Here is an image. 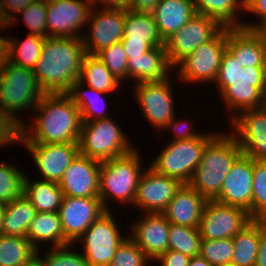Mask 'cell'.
Listing matches in <instances>:
<instances>
[{"label":"cell","mask_w":266,"mask_h":266,"mask_svg":"<svg viewBox=\"0 0 266 266\" xmlns=\"http://www.w3.org/2000/svg\"><path fill=\"white\" fill-rule=\"evenodd\" d=\"M29 120L21 126L20 143L79 144L82 119L67 93L44 94Z\"/></svg>","instance_id":"6da1fadb"},{"label":"cell","mask_w":266,"mask_h":266,"mask_svg":"<svg viewBox=\"0 0 266 266\" xmlns=\"http://www.w3.org/2000/svg\"><path fill=\"white\" fill-rule=\"evenodd\" d=\"M213 85L228 111V123L240 112L266 106V67H243L226 49Z\"/></svg>","instance_id":"7a4b0ae2"},{"label":"cell","mask_w":266,"mask_h":266,"mask_svg":"<svg viewBox=\"0 0 266 266\" xmlns=\"http://www.w3.org/2000/svg\"><path fill=\"white\" fill-rule=\"evenodd\" d=\"M87 55L82 38L47 37L33 69L40 89L45 94L68 93L79 79Z\"/></svg>","instance_id":"3957f363"},{"label":"cell","mask_w":266,"mask_h":266,"mask_svg":"<svg viewBox=\"0 0 266 266\" xmlns=\"http://www.w3.org/2000/svg\"><path fill=\"white\" fill-rule=\"evenodd\" d=\"M241 154L240 145L230 130H217L206 143L200 163L188 185L206 200H214L219 195L233 163Z\"/></svg>","instance_id":"277c9868"},{"label":"cell","mask_w":266,"mask_h":266,"mask_svg":"<svg viewBox=\"0 0 266 266\" xmlns=\"http://www.w3.org/2000/svg\"><path fill=\"white\" fill-rule=\"evenodd\" d=\"M142 159L139 149L135 148L128 154L101 163L99 198L105 210L112 209L109 205L112 200L132 207L140 176L145 170Z\"/></svg>","instance_id":"5b68a950"},{"label":"cell","mask_w":266,"mask_h":266,"mask_svg":"<svg viewBox=\"0 0 266 266\" xmlns=\"http://www.w3.org/2000/svg\"><path fill=\"white\" fill-rule=\"evenodd\" d=\"M44 94L33 69L9 62L0 70V109L20 126L27 121L20 113L34 110Z\"/></svg>","instance_id":"8992f818"},{"label":"cell","mask_w":266,"mask_h":266,"mask_svg":"<svg viewBox=\"0 0 266 266\" xmlns=\"http://www.w3.org/2000/svg\"><path fill=\"white\" fill-rule=\"evenodd\" d=\"M121 128L112 117L82 122L80 154L104 162L132 152L135 144Z\"/></svg>","instance_id":"52a82bcc"},{"label":"cell","mask_w":266,"mask_h":266,"mask_svg":"<svg viewBox=\"0 0 266 266\" xmlns=\"http://www.w3.org/2000/svg\"><path fill=\"white\" fill-rule=\"evenodd\" d=\"M217 131L205 132L200 137L181 141H167L152 159L150 168L156 173L188 184L200 163L206 143Z\"/></svg>","instance_id":"ba28073f"},{"label":"cell","mask_w":266,"mask_h":266,"mask_svg":"<svg viewBox=\"0 0 266 266\" xmlns=\"http://www.w3.org/2000/svg\"><path fill=\"white\" fill-rule=\"evenodd\" d=\"M226 43L227 27H223L211 40L203 43L174 67L176 78L181 83L193 84L192 87L199 83L213 84L226 50Z\"/></svg>","instance_id":"9c48e42d"},{"label":"cell","mask_w":266,"mask_h":266,"mask_svg":"<svg viewBox=\"0 0 266 266\" xmlns=\"http://www.w3.org/2000/svg\"><path fill=\"white\" fill-rule=\"evenodd\" d=\"M114 213L112 210H106L74 242L76 246L81 243V252L90 266H108L117 248L128 236L124 231L122 235Z\"/></svg>","instance_id":"30bf717a"},{"label":"cell","mask_w":266,"mask_h":266,"mask_svg":"<svg viewBox=\"0 0 266 266\" xmlns=\"http://www.w3.org/2000/svg\"><path fill=\"white\" fill-rule=\"evenodd\" d=\"M172 76L173 73L164 80L137 83L133 88V97L141 113L157 132L177 115L173 96L175 77Z\"/></svg>","instance_id":"8fae6325"},{"label":"cell","mask_w":266,"mask_h":266,"mask_svg":"<svg viewBox=\"0 0 266 266\" xmlns=\"http://www.w3.org/2000/svg\"><path fill=\"white\" fill-rule=\"evenodd\" d=\"M222 28L216 19L196 13L182 28L164 41L170 64L175 67L187 55L211 40Z\"/></svg>","instance_id":"7c38bea8"},{"label":"cell","mask_w":266,"mask_h":266,"mask_svg":"<svg viewBox=\"0 0 266 266\" xmlns=\"http://www.w3.org/2000/svg\"><path fill=\"white\" fill-rule=\"evenodd\" d=\"M46 1L48 37L82 38L92 9L91 0Z\"/></svg>","instance_id":"4fadbf2b"},{"label":"cell","mask_w":266,"mask_h":266,"mask_svg":"<svg viewBox=\"0 0 266 266\" xmlns=\"http://www.w3.org/2000/svg\"><path fill=\"white\" fill-rule=\"evenodd\" d=\"M252 220L245 209L207 200L198 229L202 239L232 238Z\"/></svg>","instance_id":"5bb4252c"},{"label":"cell","mask_w":266,"mask_h":266,"mask_svg":"<svg viewBox=\"0 0 266 266\" xmlns=\"http://www.w3.org/2000/svg\"><path fill=\"white\" fill-rule=\"evenodd\" d=\"M124 22L123 9L92 7L87 24L88 31L86 29L82 37L86 53L95 55L101 49L121 42L124 37Z\"/></svg>","instance_id":"9a60e30c"},{"label":"cell","mask_w":266,"mask_h":266,"mask_svg":"<svg viewBox=\"0 0 266 266\" xmlns=\"http://www.w3.org/2000/svg\"><path fill=\"white\" fill-rule=\"evenodd\" d=\"M229 124L242 154L266 161V106L242 111Z\"/></svg>","instance_id":"2e32d148"},{"label":"cell","mask_w":266,"mask_h":266,"mask_svg":"<svg viewBox=\"0 0 266 266\" xmlns=\"http://www.w3.org/2000/svg\"><path fill=\"white\" fill-rule=\"evenodd\" d=\"M183 183L147 166L141 174L132 207L140 213H162Z\"/></svg>","instance_id":"e0dca14e"},{"label":"cell","mask_w":266,"mask_h":266,"mask_svg":"<svg viewBox=\"0 0 266 266\" xmlns=\"http://www.w3.org/2000/svg\"><path fill=\"white\" fill-rule=\"evenodd\" d=\"M31 155L42 175L40 180L59 183L65 170L80 153L79 144L20 143Z\"/></svg>","instance_id":"ac0fdd59"},{"label":"cell","mask_w":266,"mask_h":266,"mask_svg":"<svg viewBox=\"0 0 266 266\" xmlns=\"http://www.w3.org/2000/svg\"><path fill=\"white\" fill-rule=\"evenodd\" d=\"M105 211L99 197L63 196L58 214L65 238L74 244Z\"/></svg>","instance_id":"d6986e66"},{"label":"cell","mask_w":266,"mask_h":266,"mask_svg":"<svg viewBox=\"0 0 266 266\" xmlns=\"http://www.w3.org/2000/svg\"><path fill=\"white\" fill-rule=\"evenodd\" d=\"M253 159L241 154L224 179L216 202L245 209L252 218Z\"/></svg>","instance_id":"ffe728a7"},{"label":"cell","mask_w":266,"mask_h":266,"mask_svg":"<svg viewBox=\"0 0 266 266\" xmlns=\"http://www.w3.org/2000/svg\"><path fill=\"white\" fill-rule=\"evenodd\" d=\"M133 222L128 236L152 262L168 250L170 222L162 213H143Z\"/></svg>","instance_id":"44dd1931"},{"label":"cell","mask_w":266,"mask_h":266,"mask_svg":"<svg viewBox=\"0 0 266 266\" xmlns=\"http://www.w3.org/2000/svg\"><path fill=\"white\" fill-rule=\"evenodd\" d=\"M101 163L78 154L65 170L59 186L64 196L99 197Z\"/></svg>","instance_id":"7402d4cb"},{"label":"cell","mask_w":266,"mask_h":266,"mask_svg":"<svg viewBox=\"0 0 266 266\" xmlns=\"http://www.w3.org/2000/svg\"><path fill=\"white\" fill-rule=\"evenodd\" d=\"M226 49L243 67H266V45L258 30L227 27Z\"/></svg>","instance_id":"603a6c76"},{"label":"cell","mask_w":266,"mask_h":266,"mask_svg":"<svg viewBox=\"0 0 266 266\" xmlns=\"http://www.w3.org/2000/svg\"><path fill=\"white\" fill-rule=\"evenodd\" d=\"M128 82L160 81L169 78L174 72L164 46L152 47L142 56L128 57ZM171 73V74H170Z\"/></svg>","instance_id":"cb8c5ba5"},{"label":"cell","mask_w":266,"mask_h":266,"mask_svg":"<svg viewBox=\"0 0 266 266\" xmlns=\"http://www.w3.org/2000/svg\"><path fill=\"white\" fill-rule=\"evenodd\" d=\"M207 200L188 184H183L162 214L170 224L198 228Z\"/></svg>","instance_id":"d4e9b609"},{"label":"cell","mask_w":266,"mask_h":266,"mask_svg":"<svg viewBox=\"0 0 266 266\" xmlns=\"http://www.w3.org/2000/svg\"><path fill=\"white\" fill-rule=\"evenodd\" d=\"M163 41L182 28L197 12L193 0H160L151 12Z\"/></svg>","instance_id":"484cf974"},{"label":"cell","mask_w":266,"mask_h":266,"mask_svg":"<svg viewBox=\"0 0 266 266\" xmlns=\"http://www.w3.org/2000/svg\"><path fill=\"white\" fill-rule=\"evenodd\" d=\"M27 239L37 249L41 250L42 242L48 247H60L71 244L64 236L58 212H37L31 221Z\"/></svg>","instance_id":"4316f807"},{"label":"cell","mask_w":266,"mask_h":266,"mask_svg":"<svg viewBox=\"0 0 266 266\" xmlns=\"http://www.w3.org/2000/svg\"><path fill=\"white\" fill-rule=\"evenodd\" d=\"M79 108L82 122L111 117L107 110L105 92L97 91L77 80L67 93Z\"/></svg>","instance_id":"83f0119b"},{"label":"cell","mask_w":266,"mask_h":266,"mask_svg":"<svg viewBox=\"0 0 266 266\" xmlns=\"http://www.w3.org/2000/svg\"><path fill=\"white\" fill-rule=\"evenodd\" d=\"M265 230L260 220L253 219L241 231L236 233L231 266H255L260 234Z\"/></svg>","instance_id":"f1b7e54d"},{"label":"cell","mask_w":266,"mask_h":266,"mask_svg":"<svg viewBox=\"0 0 266 266\" xmlns=\"http://www.w3.org/2000/svg\"><path fill=\"white\" fill-rule=\"evenodd\" d=\"M121 42L157 43L164 46L153 14L125 10L124 37Z\"/></svg>","instance_id":"f546056e"},{"label":"cell","mask_w":266,"mask_h":266,"mask_svg":"<svg viewBox=\"0 0 266 266\" xmlns=\"http://www.w3.org/2000/svg\"><path fill=\"white\" fill-rule=\"evenodd\" d=\"M24 179L23 195L26 196L37 212H58L63 192L59 183L40 179H33L27 176Z\"/></svg>","instance_id":"4dcf8cb0"},{"label":"cell","mask_w":266,"mask_h":266,"mask_svg":"<svg viewBox=\"0 0 266 266\" xmlns=\"http://www.w3.org/2000/svg\"><path fill=\"white\" fill-rule=\"evenodd\" d=\"M78 80L97 91L107 94L120 91L123 84L99 58L88 54L84 57Z\"/></svg>","instance_id":"1f68e13d"},{"label":"cell","mask_w":266,"mask_h":266,"mask_svg":"<svg viewBox=\"0 0 266 266\" xmlns=\"http://www.w3.org/2000/svg\"><path fill=\"white\" fill-rule=\"evenodd\" d=\"M37 211L24 195L6 204L3 217V235L26 237Z\"/></svg>","instance_id":"d6a6232c"},{"label":"cell","mask_w":266,"mask_h":266,"mask_svg":"<svg viewBox=\"0 0 266 266\" xmlns=\"http://www.w3.org/2000/svg\"><path fill=\"white\" fill-rule=\"evenodd\" d=\"M193 2L197 13L216 19L223 27L242 26L243 20L238 16L244 12V0H193Z\"/></svg>","instance_id":"836d02e7"},{"label":"cell","mask_w":266,"mask_h":266,"mask_svg":"<svg viewBox=\"0 0 266 266\" xmlns=\"http://www.w3.org/2000/svg\"><path fill=\"white\" fill-rule=\"evenodd\" d=\"M45 38L28 34L24 40L9 35V62L16 66L34 69L43 50Z\"/></svg>","instance_id":"e575fe53"},{"label":"cell","mask_w":266,"mask_h":266,"mask_svg":"<svg viewBox=\"0 0 266 266\" xmlns=\"http://www.w3.org/2000/svg\"><path fill=\"white\" fill-rule=\"evenodd\" d=\"M37 256V249L21 236L0 235V266H22Z\"/></svg>","instance_id":"d590c367"},{"label":"cell","mask_w":266,"mask_h":266,"mask_svg":"<svg viewBox=\"0 0 266 266\" xmlns=\"http://www.w3.org/2000/svg\"><path fill=\"white\" fill-rule=\"evenodd\" d=\"M168 240V250L178 251L190 257L200 253L202 238L198 228L170 224Z\"/></svg>","instance_id":"8d00e7d4"},{"label":"cell","mask_w":266,"mask_h":266,"mask_svg":"<svg viewBox=\"0 0 266 266\" xmlns=\"http://www.w3.org/2000/svg\"><path fill=\"white\" fill-rule=\"evenodd\" d=\"M15 165V166H14ZM26 174L12 162L0 160V201L5 204L23 195Z\"/></svg>","instance_id":"74e56055"},{"label":"cell","mask_w":266,"mask_h":266,"mask_svg":"<svg viewBox=\"0 0 266 266\" xmlns=\"http://www.w3.org/2000/svg\"><path fill=\"white\" fill-rule=\"evenodd\" d=\"M47 1L46 0H35L25 9L20 11L18 16H16L11 22L9 28L17 25L23 19V23L30 29L28 34L38 35L42 38L48 37L47 32ZM19 17V18H18Z\"/></svg>","instance_id":"f35d334b"},{"label":"cell","mask_w":266,"mask_h":266,"mask_svg":"<svg viewBox=\"0 0 266 266\" xmlns=\"http://www.w3.org/2000/svg\"><path fill=\"white\" fill-rule=\"evenodd\" d=\"M74 244L47 248V252L37 250L43 266H90L83 253L76 251ZM50 249V250H48Z\"/></svg>","instance_id":"ab89813d"},{"label":"cell","mask_w":266,"mask_h":266,"mask_svg":"<svg viewBox=\"0 0 266 266\" xmlns=\"http://www.w3.org/2000/svg\"><path fill=\"white\" fill-rule=\"evenodd\" d=\"M234 252V241L232 238L202 239L199 255L205 258L211 265H230Z\"/></svg>","instance_id":"60d3db41"},{"label":"cell","mask_w":266,"mask_h":266,"mask_svg":"<svg viewBox=\"0 0 266 266\" xmlns=\"http://www.w3.org/2000/svg\"><path fill=\"white\" fill-rule=\"evenodd\" d=\"M95 56L99 58L122 83L128 80V57L121 42L101 49Z\"/></svg>","instance_id":"b9f144b4"},{"label":"cell","mask_w":266,"mask_h":266,"mask_svg":"<svg viewBox=\"0 0 266 266\" xmlns=\"http://www.w3.org/2000/svg\"><path fill=\"white\" fill-rule=\"evenodd\" d=\"M266 215V161L253 160L252 219Z\"/></svg>","instance_id":"7bdbcfd3"},{"label":"cell","mask_w":266,"mask_h":266,"mask_svg":"<svg viewBox=\"0 0 266 266\" xmlns=\"http://www.w3.org/2000/svg\"><path fill=\"white\" fill-rule=\"evenodd\" d=\"M152 266V261L137 244L127 236L115 252L108 266Z\"/></svg>","instance_id":"ee69618b"},{"label":"cell","mask_w":266,"mask_h":266,"mask_svg":"<svg viewBox=\"0 0 266 266\" xmlns=\"http://www.w3.org/2000/svg\"><path fill=\"white\" fill-rule=\"evenodd\" d=\"M194 120H191L190 118L178 119L177 116H175L172 120H170L160 131L161 134H163L165 131L167 132H173V137L171 140L168 141H181V140H188V139H194L200 137L204 132H199L197 129L193 126ZM196 129V130H195ZM163 131V133H162Z\"/></svg>","instance_id":"f6af8a7d"},{"label":"cell","mask_w":266,"mask_h":266,"mask_svg":"<svg viewBox=\"0 0 266 266\" xmlns=\"http://www.w3.org/2000/svg\"><path fill=\"white\" fill-rule=\"evenodd\" d=\"M20 138L21 126L0 109V148L15 143L18 145Z\"/></svg>","instance_id":"bcb514c9"},{"label":"cell","mask_w":266,"mask_h":266,"mask_svg":"<svg viewBox=\"0 0 266 266\" xmlns=\"http://www.w3.org/2000/svg\"><path fill=\"white\" fill-rule=\"evenodd\" d=\"M244 12L256 15L258 19L255 21H242V28L250 30H258L266 26V0H244ZM258 22V23H257Z\"/></svg>","instance_id":"7dc6e473"},{"label":"cell","mask_w":266,"mask_h":266,"mask_svg":"<svg viewBox=\"0 0 266 266\" xmlns=\"http://www.w3.org/2000/svg\"><path fill=\"white\" fill-rule=\"evenodd\" d=\"M191 257L181 252L174 250H167L153 261L152 264L160 266H188Z\"/></svg>","instance_id":"c3c4849f"},{"label":"cell","mask_w":266,"mask_h":266,"mask_svg":"<svg viewBox=\"0 0 266 266\" xmlns=\"http://www.w3.org/2000/svg\"><path fill=\"white\" fill-rule=\"evenodd\" d=\"M35 0H1L5 15L11 22L20 11L25 9Z\"/></svg>","instance_id":"681fc988"},{"label":"cell","mask_w":266,"mask_h":266,"mask_svg":"<svg viewBox=\"0 0 266 266\" xmlns=\"http://www.w3.org/2000/svg\"><path fill=\"white\" fill-rule=\"evenodd\" d=\"M124 46L127 57L142 56L152 47L159 46L157 43H136V42H121Z\"/></svg>","instance_id":"f907efd6"},{"label":"cell","mask_w":266,"mask_h":266,"mask_svg":"<svg viewBox=\"0 0 266 266\" xmlns=\"http://www.w3.org/2000/svg\"><path fill=\"white\" fill-rule=\"evenodd\" d=\"M160 0H129L128 9L137 12H152Z\"/></svg>","instance_id":"816d5d0a"},{"label":"cell","mask_w":266,"mask_h":266,"mask_svg":"<svg viewBox=\"0 0 266 266\" xmlns=\"http://www.w3.org/2000/svg\"><path fill=\"white\" fill-rule=\"evenodd\" d=\"M129 0H91L92 7L102 9H128ZM101 6V7H100Z\"/></svg>","instance_id":"f5cc1de1"},{"label":"cell","mask_w":266,"mask_h":266,"mask_svg":"<svg viewBox=\"0 0 266 266\" xmlns=\"http://www.w3.org/2000/svg\"><path fill=\"white\" fill-rule=\"evenodd\" d=\"M2 34V35H1ZM3 36L0 30V70L9 63V36L7 33Z\"/></svg>","instance_id":"db71d44e"},{"label":"cell","mask_w":266,"mask_h":266,"mask_svg":"<svg viewBox=\"0 0 266 266\" xmlns=\"http://www.w3.org/2000/svg\"><path fill=\"white\" fill-rule=\"evenodd\" d=\"M255 266H266V229L260 234Z\"/></svg>","instance_id":"11a10c76"},{"label":"cell","mask_w":266,"mask_h":266,"mask_svg":"<svg viewBox=\"0 0 266 266\" xmlns=\"http://www.w3.org/2000/svg\"><path fill=\"white\" fill-rule=\"evenodd\" d=\"M188 266H213V265H211L205 258L198 255L195 257H191Z\"/></svg>","instance_id":"9f6ffc18"},{"label":"cell","mask_w":266,"mask_h":266,"mask_svg":"<svg viewBox=\"0 0 266 266\" xmlns=\"http://www.w3.org/2000/svg\"><path fill=\"white\" fill-rule=\"evenodd\" d=\"M10 26V21L5 15L4 8L2 6V2L0 0V30H4Z\"/></svg>","instance_id":"6f0895ef"},{"label":"cell","mask_w":266,"mask_h":266,"mask_svg":"<svg viewBox=\"0 0 266 266\" xmlns=\"http://www.w3.org/2000/svg\"><path fill=\"white\" fill-rule=\"evenodd\" d=\"M6 204L0 201V235H3V217Z\"/></svg>","instance_id":"680465c9"},{"label":"cell","mask_w":266,"mask_h":266,"mask_svg":"<svg viewBox=\"0 0 266 266\" xmlns=\"http://www.w3.org/2000/svg\"><path fill=\"white\" fill-rule=\"evenodd\" d=\"M22 266H43L41 260L39 259L38 256L33 258L29 263H26Z\"/></svg>","instance_id":"91938a15"},{"label":"cell","mask_w":266,"mask_h":266,"mask_svg":"<svg viewBox=\"0 0 266 266\" xmlns=\"http://www.w3.org/2000/svg\"><path fill=\"white\" fill-rule=\"evenodd\" d=\"M258 31L261 33L263 39H264V42H265V45H266V26L258 29Z\"/></svg>","instance_id":"94428289"},{"label":"cell","mask_w":266,"mask_h":266,"mask_svg":"<svg viewBox=\"0 0 266 266\" xmlns=\"http://www.w3.org/2000/svg\"><path fill=\"white\" fill-rule=\"evenodd\" d=\"M260 221L263 223L265 229H266V218H261Z\"/></svg>","instance_id":"6125c7cd"}]
</instances>
